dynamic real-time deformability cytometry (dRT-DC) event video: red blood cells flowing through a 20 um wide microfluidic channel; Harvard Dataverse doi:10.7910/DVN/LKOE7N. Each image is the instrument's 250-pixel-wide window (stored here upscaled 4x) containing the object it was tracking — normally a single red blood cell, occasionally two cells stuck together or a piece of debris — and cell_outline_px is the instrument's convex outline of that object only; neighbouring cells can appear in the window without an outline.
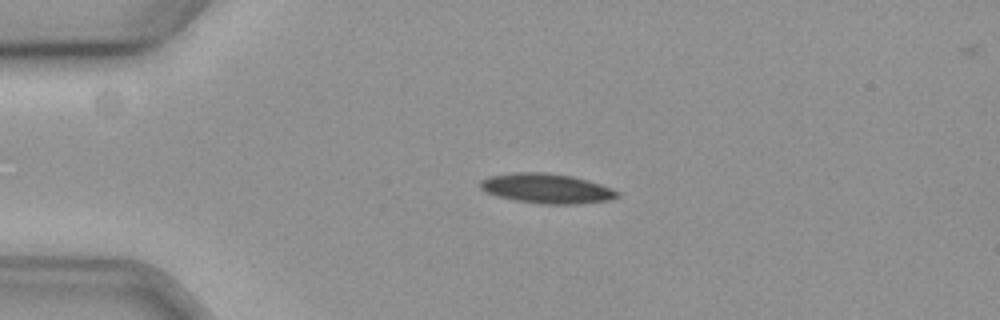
{"species": "common noctule bat (a hibernating species)", "species_latin": "Nyctalus noctula", "temperature_condition": "cold", "stored_images_in_passage": 45, "camera_frame_rate_fps": 3000, "um_per_image_px": 0.085, "animal": {"sex": "female", "body_mass_g": 19.3, "forearm_length_mm": 54.1}, "frame": {"image": 1, "passage_image": 1, "time_ms": 0.0, "image_size_px": [1000, 320], "cell_outline_px": [[620, 196], [608, 200], [576, 204], [544, 204], [516, 200], [496, 196], [480, 188], [480, 180], [488, 176], [512, 172], [544, 172], [572, 176], [588, 180], [612, 188], [620, 192]], "centroid_in_image_um": [46.47, 16.01], "position_along_channel_um": 38.5, "area_um2": 23.81}}
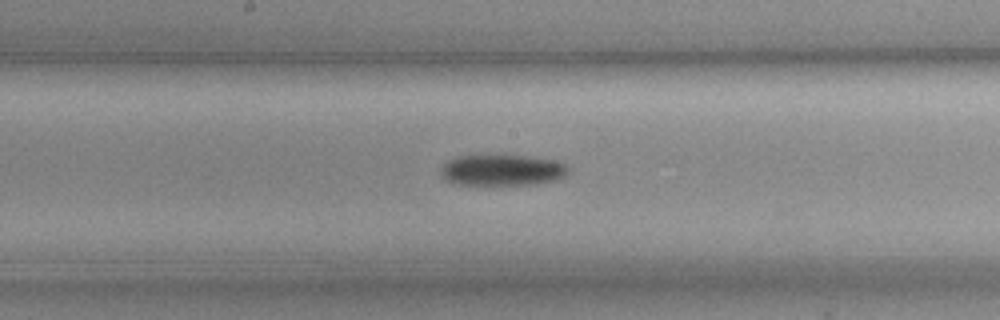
{"frame": {"image": 2, "passage_image": 18, "time_ms": 5.667, "image_size_px": [1000, 320], "cell_outline_px": [[572, 168], [560, 180], [536, 184], [452, 184], [444, 180], [440, 172], [440, 168], [448, 160], [456, 156], [476, 152], [500, 152], [528, 156], [552, 160], [568, 164]], "centroid_in_image_um": [42.65, 14.39], "position_along_channel_um": 205.5, "area_um2": 24.62}}
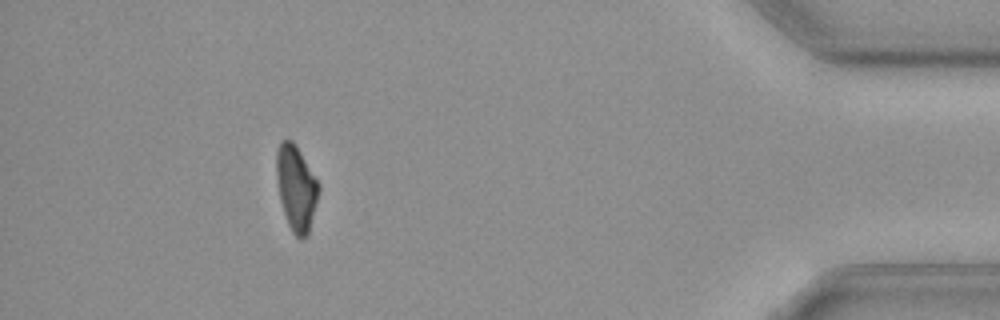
{"frame": {"image": 3, "passage_image": 40, "time_ms": 13.0, "image_size_px": [1000, 320], "cell_outline_px": [[320, 188], [308, 236], [300, 240], [292, 232], [288, 224], [280, 200], [276, 176], [276, 152], [280, 140], [292, 140], [296, 144], [320, 184]], "centroid_in_image_um": [25.18, 15.97], "position_along_channel_um": 410.0, "area_um2": 21.15}}